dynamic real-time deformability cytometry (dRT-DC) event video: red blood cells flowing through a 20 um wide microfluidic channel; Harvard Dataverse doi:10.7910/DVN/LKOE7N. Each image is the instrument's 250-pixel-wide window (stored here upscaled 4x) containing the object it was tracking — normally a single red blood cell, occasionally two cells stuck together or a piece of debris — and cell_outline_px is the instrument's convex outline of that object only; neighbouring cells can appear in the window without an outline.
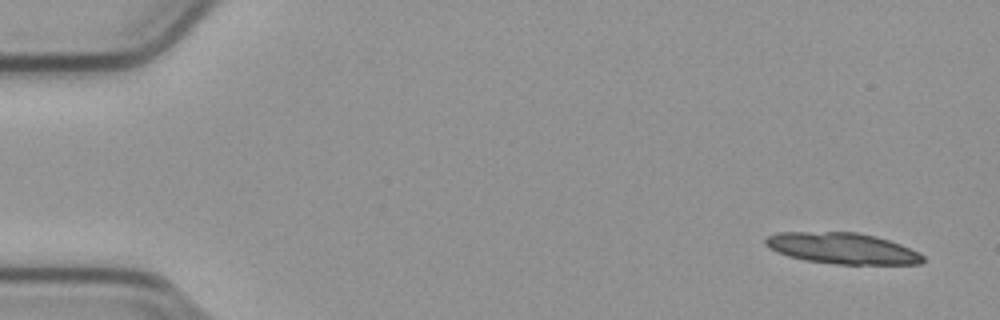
{"species": "common noctule bat (a hibernating species)", "species_latin": "Nyctalus noctula", "temperature_condition": "cold", "stored_images_in_passage": 53, "segment_of_instrument_passage": [1, 2], "camera_frame_rate_fps": 3000, "um_per_image_px": 0.085, "animal": {"sex": "male", "body_mass_g": 23.1, "forearm_length_mm": 52.7}, "frame": {"image": 1, "passage_image": 2, "time_ms": 0.333, "image_size_px": [1000, 320], "cell_outline_px": [[924, 260], [920, 264], [836, 264], [804, 260], [788, 256], [776, 252], [768, 248], [764, 244], [764, 240], [768, 236], [776, 232], [856, 232], [876, 236], [900, 244], [920, 252], [924, 256]], "centroid_in_image_um": [71.57, 21.11], "position_along_channel_um": 13.4, "area_um2": 28.67}}